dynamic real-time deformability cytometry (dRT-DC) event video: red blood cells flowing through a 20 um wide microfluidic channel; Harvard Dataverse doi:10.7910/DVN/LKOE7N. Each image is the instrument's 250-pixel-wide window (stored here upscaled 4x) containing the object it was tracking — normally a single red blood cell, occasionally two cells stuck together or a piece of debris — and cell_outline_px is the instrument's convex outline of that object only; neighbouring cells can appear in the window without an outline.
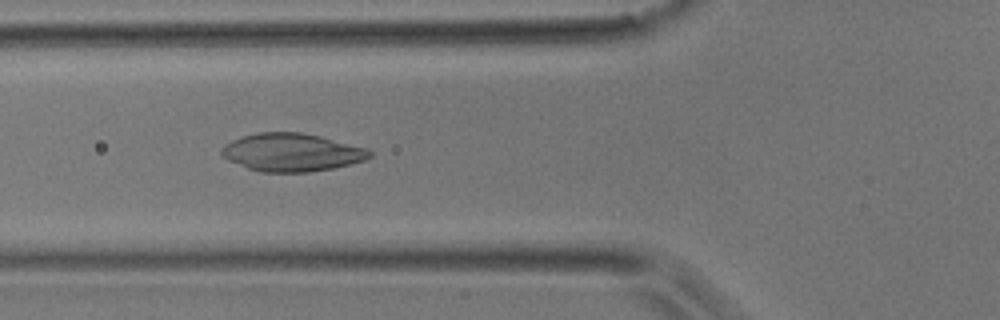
{"species": "common noctule bat (a hibernating species)", "species_latin": "Nyctalus noctula", "temperature_condition": "room temperature", "stored_images_in_passage": 19, "camera_frame_rate_fps": 3000, "um_per_image_px": 0.085, "animal": {"sex": "male", "body_mass_g": 17.9}, "frame": {"image": 1, "passage_image": 16, "time_ms": 5.0, "image_size_px": [1000, 320], "cell_outline_px": [[372, 156], [364, 160], [352, 164], [332, 168], [308, 172], [260, 172], [248, 168], [228, 160], [220, 152], [224, 144], [232, 140], [244, 136], [260, 132], [300, 132], [320, 136], [368, 148], [372, 152]], "centroid_in_image_um": [24.82, 12.95], "position_along_channel_um": 101.0, "area_um2": 32.71}}
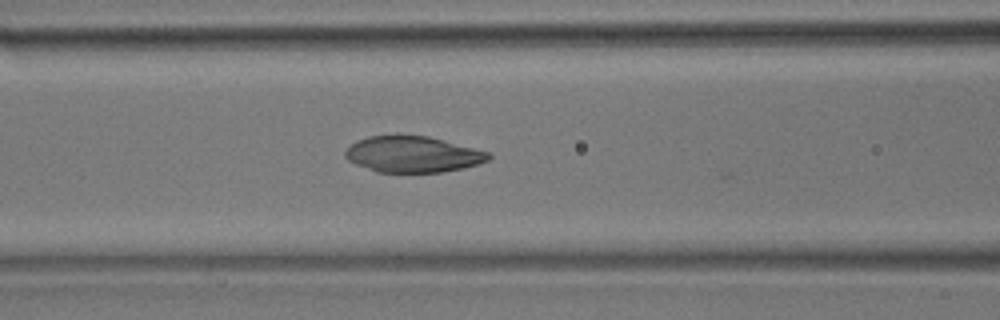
{"frame": {"image": 2, "passage_image": 18, "time_ms": 5.667, "image_size_px": [1000, 320], "cell_outline_px": [[492, 156], [488, 160], [480, 164], [464, 168], [444, 172], [376, 172], [356, 164], [348, 160], [344, 156], [344, 152], [356, 140], [368, 136], [396, 132], [428, 136], [492, 152]], "centroid_in_image_um": [35.09, 13.08], "position_along_channel_um": 131.5, "area_um2": 31.1}}